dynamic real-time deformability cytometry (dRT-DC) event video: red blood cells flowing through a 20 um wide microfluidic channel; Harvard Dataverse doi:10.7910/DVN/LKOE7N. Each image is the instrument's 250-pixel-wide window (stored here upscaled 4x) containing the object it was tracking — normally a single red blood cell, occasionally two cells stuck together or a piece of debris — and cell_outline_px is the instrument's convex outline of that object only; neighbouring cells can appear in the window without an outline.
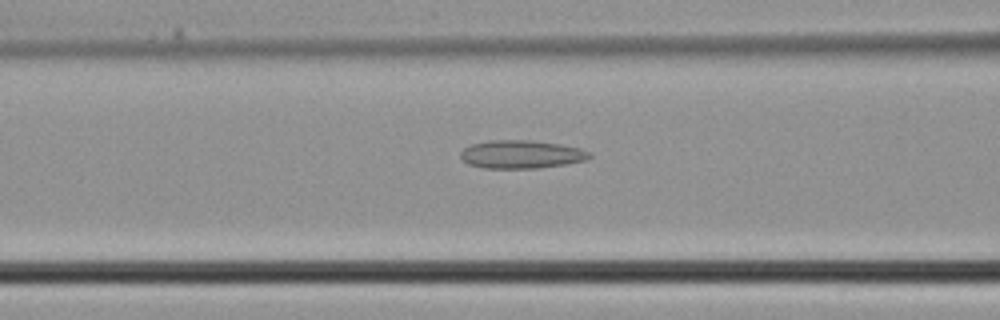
{"species": "common noctule bat (a hibernating species)", "species_latin": "Nyctalus noctula", "temperature_condition": "cold", "stored_images_in_passage": 35, "camera_frame_rate_fps": 3000, "um_per_image_px": 0.085, "animal": {"sex": "male", "body_mass_g": 21.5, "forearm_length_mm": 52.0}, "frame": {"image": 1, "passage_image": 12, "time_ms": 3.667, "image_size_px": [1000, 320], "cell_outline_px": [[592, 156], [588, 160], [540, 168], [484, 168], [468, 164], [460, 156], [460, 152], [464, 148], [472, 144], [488, 140], [532, 140], [560, 144], [580, 148], [592, 152]], "centroid_in_image_um": [44.34, 13.11], "position_along_channel_um": 122.3, "area_um2": 21.33}}
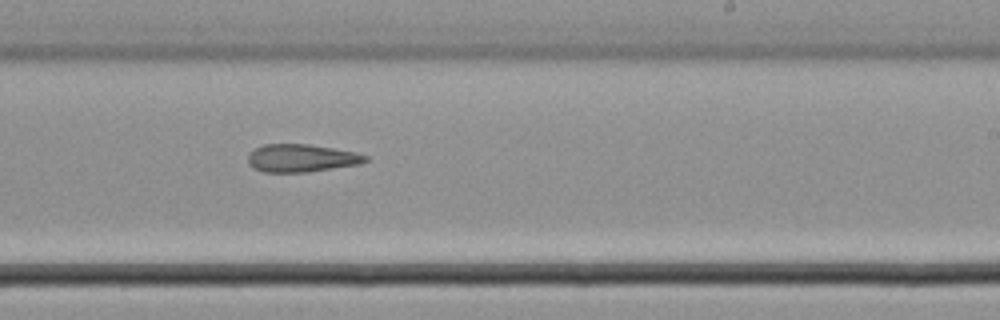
{"frame": {"image": 2, "passage_image": 20, "time_ms": 6.333, "image_size_px": [1000, 320], "cell_outline_px": [[368, 160], [360, 164], [308, 172], [264, 172], [252, 168], [248, 164], [248, 156], [256, 148], [264, 144], [308, 144], [356, 152], [368, 156]], "centroid_in_image_um": [25.62, 13.44], "position_along_channel_um": 263.4, "area_um2": 19.02}}
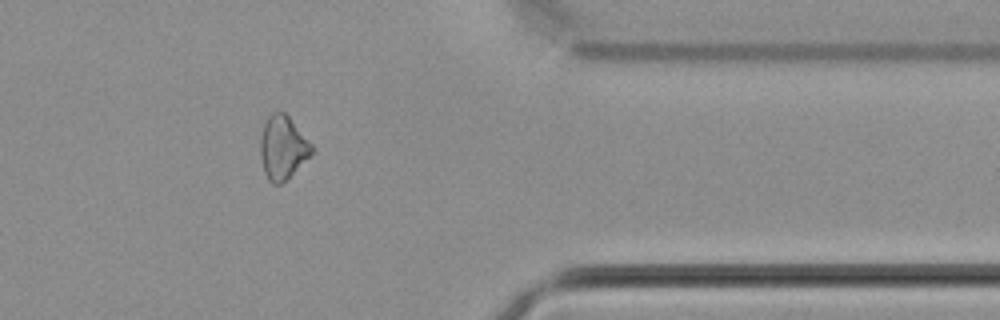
{"frame": {"image": 3, "passage_image": 28, "time_ms": 9.0, "image_size_px": [1000, 320], "cell_outline_px": [[316, 148], [280, 184], [272, 184], [268, 180], [264, 172], [260, 156], [260, 140], [264, 124], [268, 116], [272, 112], [284, 112], [288, 116]], "centroid_in_image_um": [24.01, 12.52], "position_along_channel_um": 387.4, "area_um2": 18.61}}